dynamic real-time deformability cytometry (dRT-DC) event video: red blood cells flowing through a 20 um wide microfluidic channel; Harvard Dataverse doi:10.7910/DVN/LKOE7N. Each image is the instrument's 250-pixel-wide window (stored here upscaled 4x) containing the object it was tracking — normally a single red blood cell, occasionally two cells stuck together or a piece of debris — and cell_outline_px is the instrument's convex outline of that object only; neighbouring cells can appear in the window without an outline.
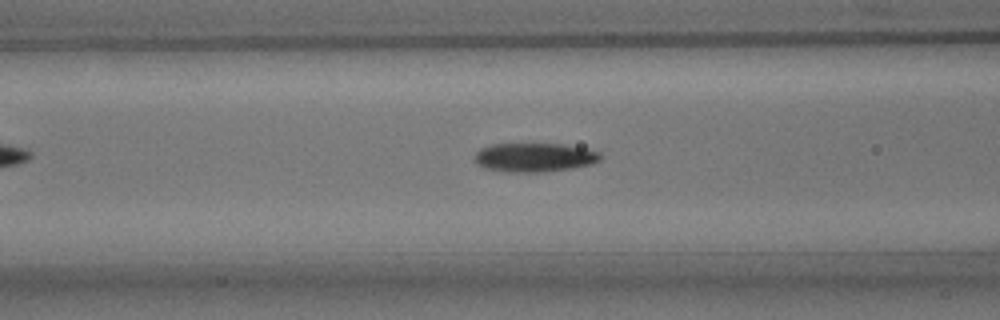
{"species": "common noctule bat (a hibernating species)", "species_latin": "Nyctalus noctula", "temperature_condition": "room temperature", "stored_images_in_passage": 28, "camera_frame_rate_fps": 3000, "um_per_image_px": 0.085, "animal": {"sex": "male", "body_mass_g": 15.6}, "frame": {"image": 1, "passage_image": 5, "time_ms": 1.333, "image_size_px": [1000, 320], "cell_outline_px": [[604, 156], [600, 160], [592, 164], [572, 168], [544, 172], [508, 172], [484, 168], [476, 164], [476, 152], [480, 148], [492, 144], [564, 144], [584, 148], [600, 152]], "centroid_in_image_um": [45.46, 13.38], "position_along_channel_um": 121.1, "area_um2": 21.33}}
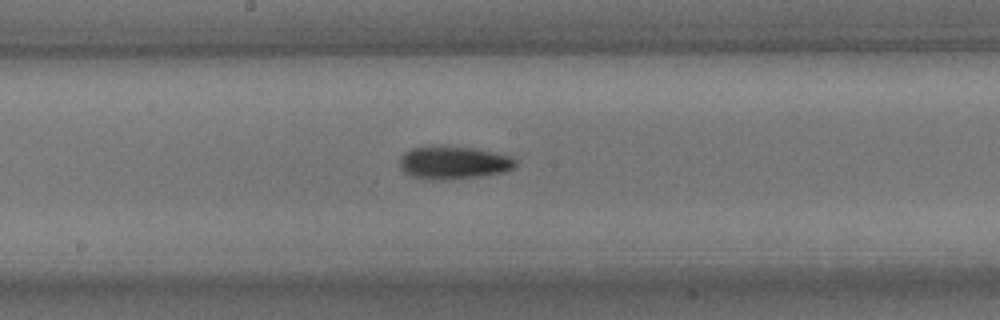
{"frame": {"image": 2, "passage_image": 12, "time_ms": 3.667, "image_size_px": [1000, 320], "cell_outline_px": [[516, 164], [512, 168], [504, 172], [484, 176], [452, 180], [428, 180], [412, 176], [404, 172], [400, 168], [400, 156], [404, 152], [412, 148], [424, 144], [444, 144], [472, 148], [512, 156], [516, 160]], "centroid_in_image_um": [38.5, 13.8], "position_along_channel_um": 209.7, "area_um2": 23.06}}
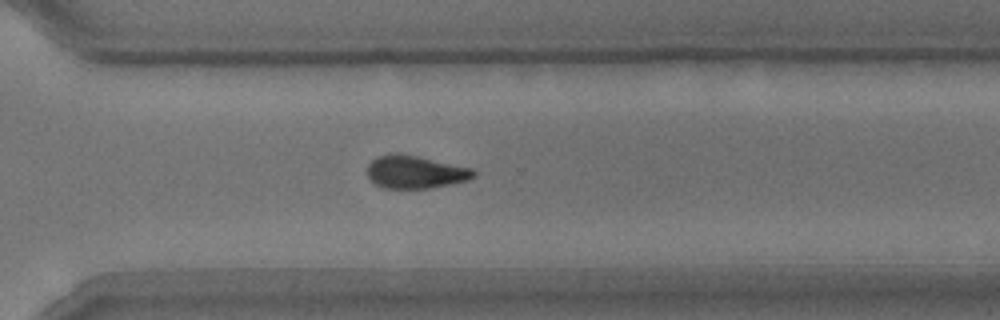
{"frame": {"image": 3, "passage_image": 22, "time_ms": 7.0, "image_size_px": [1000, 320], "cell_outline_px": [[476, 176], [468, 180], [452, 184], [432, 188], [380, 188], [368, 176], [368, 164], [376, 156], [388, 152], [396, 152], [416, 156], [472, 168], [476, 172]], "centroid_in_image_um": [35.29, 14.61], "position_along_channel_um": 335.3, "area_um2": 20.52}}